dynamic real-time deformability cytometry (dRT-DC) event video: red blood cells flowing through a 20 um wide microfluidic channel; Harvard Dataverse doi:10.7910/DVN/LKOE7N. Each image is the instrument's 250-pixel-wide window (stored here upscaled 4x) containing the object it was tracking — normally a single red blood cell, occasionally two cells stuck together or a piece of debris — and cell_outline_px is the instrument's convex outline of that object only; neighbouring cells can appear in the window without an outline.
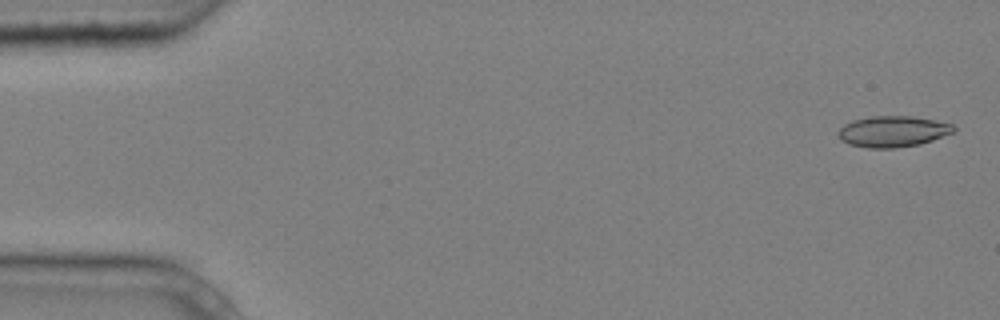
{"species": "common noctule bat (a hibernating species)", "species_latin": "Nyctalus noctula", "temperature_condition": "cold", "stored_images_in_passage": 5, "camera_frame_rate_fps": 3000, "um_per_image_px": 0.085, "animal": {"sex": "male", "body_mass_g": 20.4}, "frame": {"image": 1, "passage_image": 1, "time_ms": 0.0, "image_size_px": [1000, 320], "cell_outline_px": [[956, 132], [920, 144], [896, 148], [868, 148], [848, 144], [840, 140], [836, 132], [844, 124], [852, 120], [872, 116], [912, 116], [952, 124], [956, 128]], "centroid_in_image_um": [75.86, 11.18], "position_along_channel_um": 9.1, "area_um2": 21.04}}
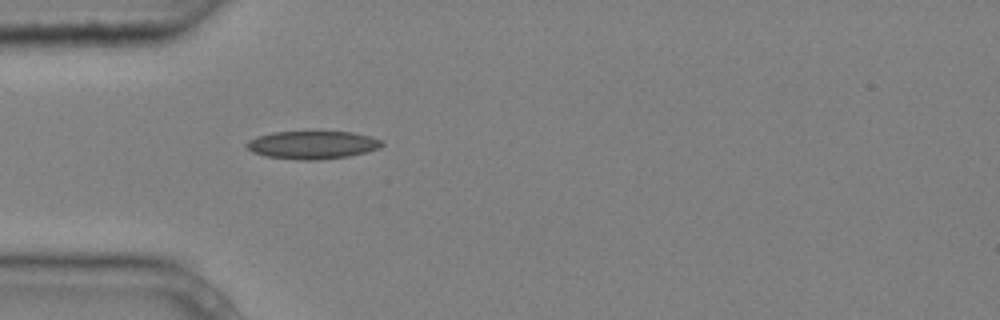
{"frame": {"image": 2, "passage_image": 5, "time_ms": 1.333, "image_size_px": [1000, 320], "cell_outline_px": [[384, 144], [380, 148], [348, 156], [316, 160], [300, 160], [264, 156], [252, 152], [244, 144], [248, 140], [256, 136], [272, 132], [316, 128], [352, 132], [384, 140]], "centroid_in_image_um": [26.53, 12.26], "position_along_channel_um": 58.5, "area_um2": 23.24}}